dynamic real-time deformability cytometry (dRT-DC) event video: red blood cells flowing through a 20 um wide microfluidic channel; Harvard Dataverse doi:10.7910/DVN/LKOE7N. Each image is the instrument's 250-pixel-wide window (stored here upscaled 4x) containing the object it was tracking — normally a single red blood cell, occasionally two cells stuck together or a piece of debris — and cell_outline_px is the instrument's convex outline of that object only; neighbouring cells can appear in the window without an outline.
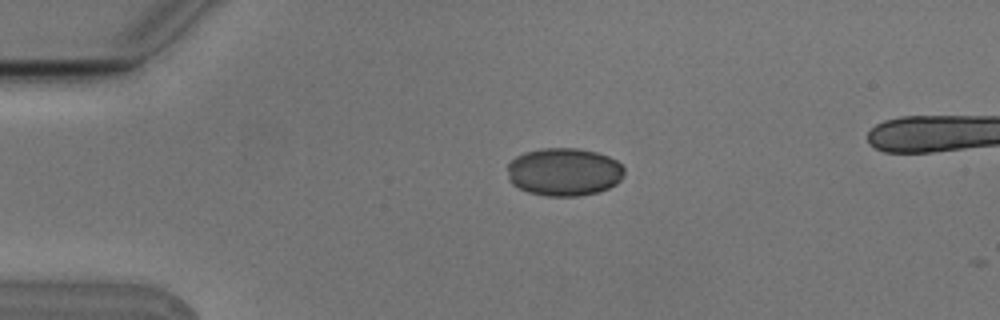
{"species": "Egyptian fruit bat (a non-hibernating species)", "species_latin": "Rousettus aegyptiacus", "temperature_condition": "cold", "stored_images_in_passage": 3, "camera_frame_rate_fps": 3000, "um_per_image_px": 0.085, "animal": {"sex": "male"}, "frame": {"image": 1, "passage_image": 1, "time_ms": 0.0, "image_size_px": [1000, 320], "cell_outline_px": [[624, 176], [616, 184], [600, 192], [580, 196], [544, 196], [528, 192], [512, 184], [508, 180], [508, 164], [516, 156], [524, 152], [544, 148], [576, 148], [596, 152], [608, 156], [616, 160], [624, 168]], "centroid_in_image_um": [47.95, 14.62], "position_along_channel_um": 37.1, "area_um2": 32.89}}